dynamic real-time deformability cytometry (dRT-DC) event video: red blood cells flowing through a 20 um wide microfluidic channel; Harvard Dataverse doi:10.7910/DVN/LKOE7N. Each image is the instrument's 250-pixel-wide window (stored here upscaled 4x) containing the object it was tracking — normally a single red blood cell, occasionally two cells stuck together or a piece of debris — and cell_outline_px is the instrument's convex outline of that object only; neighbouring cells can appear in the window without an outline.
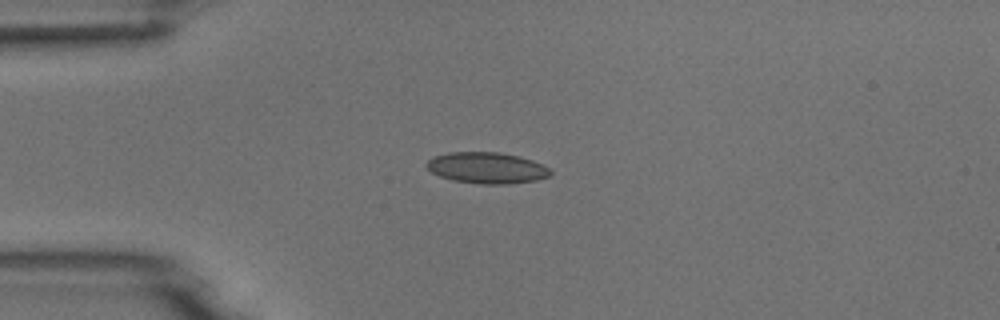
{"species": "common noctule bat (a hibernating species)", "species_latin": "Nyctalus noctula", "temperature_condition": "room temperature", "stored_images_in_passage": 5, "camera_frame_rate_fps": 3000, "um_per_image_px": 0.085, "animal": {"sex": "male", "body_mass_g": 18.8}, "frame": {"image": 1, "passage_image": 3, "time_ms": 2.333, "image_size_px": [1000, 320], "cell_outline_px": [[552, 176], [536, 180], [508, 184], [480, 184], [452, 180], [440, 176], [432, 172], [424, 164], [432, 156], [448, 152], [500, 152], [520, 156], [532, 160], [548, 168], [552, 172]], "centroid_in_image_um": [41.37, 14.26], "position_along_channel_um": 43.6, "area_um2": 22.66}}